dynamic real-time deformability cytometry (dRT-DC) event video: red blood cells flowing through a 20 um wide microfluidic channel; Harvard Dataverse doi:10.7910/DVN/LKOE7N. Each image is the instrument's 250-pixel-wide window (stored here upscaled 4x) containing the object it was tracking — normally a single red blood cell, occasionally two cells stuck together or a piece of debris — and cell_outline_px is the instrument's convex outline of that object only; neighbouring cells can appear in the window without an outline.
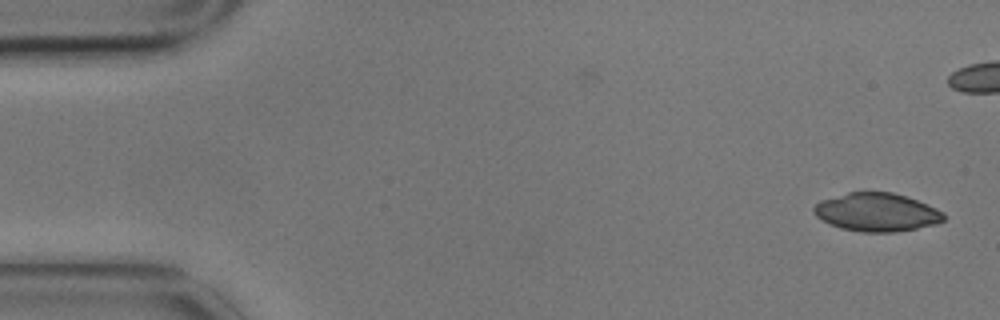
{"species": "common noctule bat (a hibernating species)", "species_latin": "Nyctalus noctula", "temperature_condition": "cold", "stored_images_in_passage": 7, "camera_frame_rate_fps": 3000, "um_per_image_px": 0.085, "animal": {"sex": "male", "body_mass_g": 17.9}, "frame": {"image": 1, "passage_image": 1, "time_ms": 0.0, "image_size_px": [1000, 320], "cell_outline_px": [[944, 220], [936, 224], [896, 232], [860, 232], [840, 228], [816, 216], [812, 212], [812, 208], [820, 200], [848, 192], [892, 192], [908, 196], [936, 208], [944, 212]], "centroid_in_image_um": [74.52, 18.03], "position_along_channel_um": 10.5, "area_um2": 29.07}}